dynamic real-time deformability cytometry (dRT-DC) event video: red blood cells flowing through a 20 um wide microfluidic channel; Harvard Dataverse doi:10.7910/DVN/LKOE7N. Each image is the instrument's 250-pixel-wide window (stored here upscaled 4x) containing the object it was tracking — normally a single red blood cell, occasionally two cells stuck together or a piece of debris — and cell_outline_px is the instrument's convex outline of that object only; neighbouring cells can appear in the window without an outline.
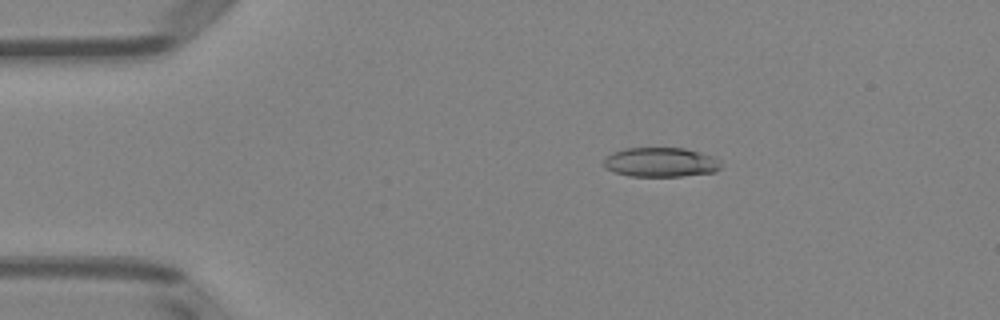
{"species": "Egyptian fruit bat (a non-hibernating species)", "species_latin": "Rousettus aegyptiacus", "temperature_condition": "room temperature", "stored_images_in_passage": 7, "camera_frame_rate_fps": 3000, "um_per_image_px": 0.085, "animal": {"sex": "female"}, "frame": {"image": 1, "passage_image": 3, "time_ms": 2.333, "image_size_px": [1000, 320], "cell_outline_px": [[720, 168], [716, 172], [680, 176], [628, 176], [604, 168], [604, 160], [612, 152], [624, 148], [684, 148], [716, 156], [720, 160]], "centroid_in_image_um": [56.19, 13.78], "position_along_channel_um": 28.8, "area_um2": 20.23}}
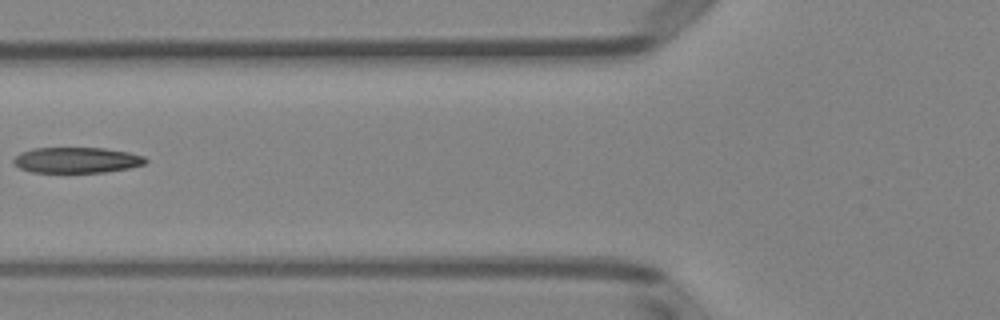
{"frame": {"image": 2, "passage_image": 6, "time_ms": 6.0, "image_size_px": [1000, 320], "cell_outline_px": [[148, 160], [144, 164], [128, 168], [104, 172], [32, 172], [20, 168], [12, 160], [20, 152], [32, 148], [104, 148], [128, 152], [144, 156]], "centroid_in_image_um": [6.52, 13.6], "position_along_channel_um": 119.3, "area_um2": 19.65}}
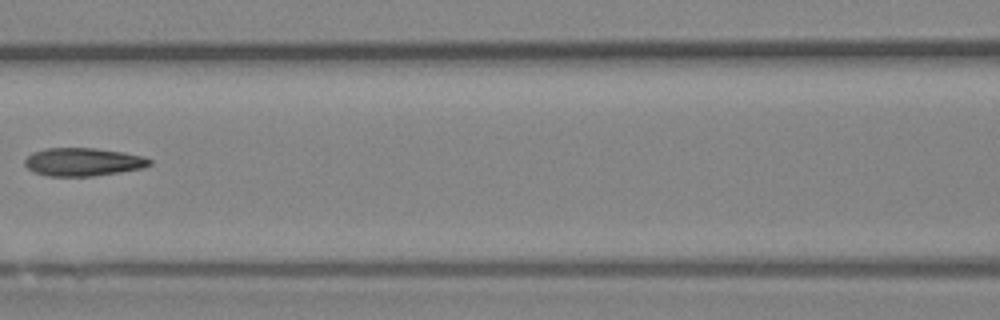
{"frame": {"image": 3, "passage_image": 7, "time_ms": 7.0, "image_size_px": [1000, 320], "cell_outline_px": [[152, 164], [144, 168], [120, 172], [92, 176], [48, 176], [36, 172], [28, 168], [24, 164], [24, 160], [32, 152], [44, 148], [96, 148], [124, 152], [144, 156], [152, 160]], "centroid_in_image_um": [7.09, 13.75], "position_along_channel_um": 159.5, "area_um2": 20.58}}